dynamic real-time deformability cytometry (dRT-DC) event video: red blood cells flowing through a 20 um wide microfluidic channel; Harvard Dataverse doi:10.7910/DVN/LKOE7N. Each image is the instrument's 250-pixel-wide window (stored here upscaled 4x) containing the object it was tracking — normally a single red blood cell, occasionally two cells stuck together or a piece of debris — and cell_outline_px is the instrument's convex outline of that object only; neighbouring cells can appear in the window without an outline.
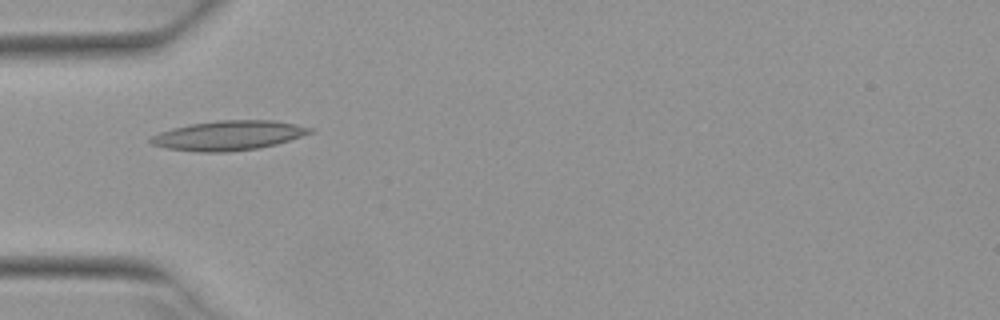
{"species": "Egyptian fruit bat (a non-hibernating species)", "species_latin": "Rousettus aegyptiacus", "temperature_condition": "warm", "stored_images_in_passage": 7, "camera_frame_rate_fps": 3000, "um_per_image_px": 0.085, "animal": {"sex": "female"}, "frame": {"image": 1, "passage_image": 4, "time_ms": 1.0, "image_size_px": [1000, 320], "cell_outline_px": [[316, 128], [312, 132], [276, 144], [256, 148], [228, 152], [200, 152], [168, 148], [152, 144], [148, 140], [152, 136], [160, 132], [172, 128], [188, 124], [216, 120], [272, 120], [296, 124]], "centroid_in_image_um": [19.42, 11.5], "position_along_channel_um": 65.6, "area_um2": 27.34}}
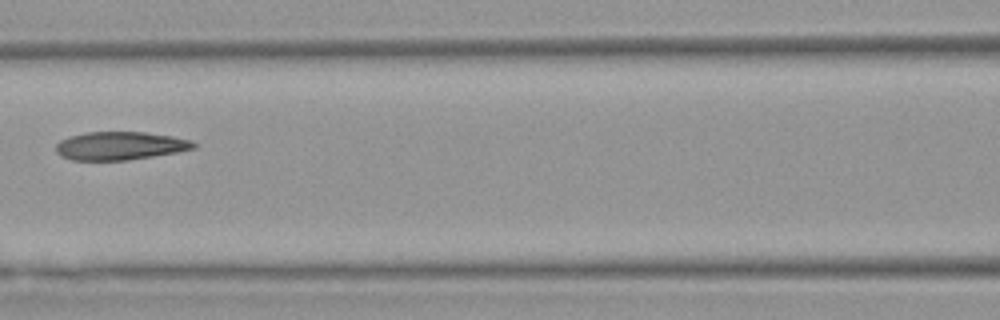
{"frame": {"image": 2, "passage_image": 6, "time_ms": 1.667, "image_size_px": [1000, 320], "cell_outline_px": [[196, 148], [176, 152], [128, 160], [72, 160], [60, 156], [56, 152], [56, 144], [60, 140], [68, 136], [88, 132], [144, 132], [172, 136], [192, 140], [196, 144]], "centroid_in_image_um": [10.18, 12.39], "position_along_channel_um": 156.4, "area_um2": 22.66}}
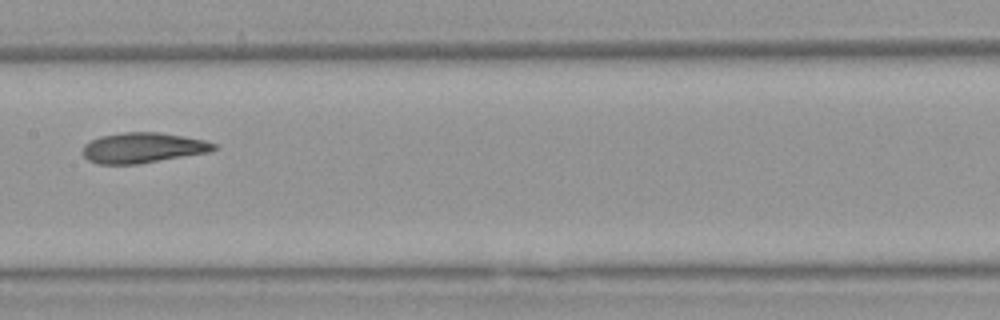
{"frame": {"image": 3, "passage_image": 7, "time_ms": 2.0, "image_size_px": [1000, 320], "cell_outline_px": [[216, 148], [208, 152], [136, 164], [96, 164], [88, 160], [80, 152], [84, 144], [100, 136], [124, 132], [160, 132], [204, 140], [216, 144]], "centroid_in_image_um": [12.08, 12.56], "position_along_channel_um": 195.3, "area_um2": 23.06}}